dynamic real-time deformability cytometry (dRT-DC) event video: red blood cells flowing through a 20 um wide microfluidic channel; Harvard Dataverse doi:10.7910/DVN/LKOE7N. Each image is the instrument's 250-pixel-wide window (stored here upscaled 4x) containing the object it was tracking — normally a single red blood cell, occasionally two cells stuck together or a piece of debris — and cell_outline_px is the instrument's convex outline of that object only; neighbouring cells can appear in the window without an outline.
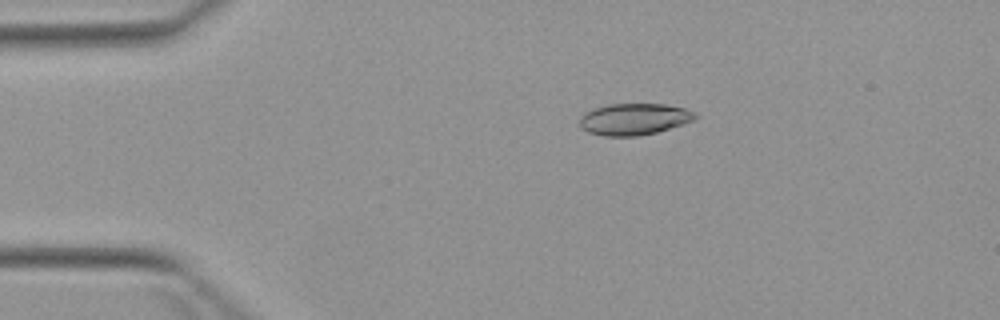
{"species": "Egyptian fruit bat (a non-hibernating species)", "species_latin": "Rousettus aegyptiacus", "temperature_condition": "warm", "stored_images_in_passage": 4, "camera_frame_rate_fps": 3000, "um_per_image_px": 0.085, "animal": {"sex": "female"}, "frame": {"image": 1, "passage_image": 2, "time_ms": 1.333, "image_size_px": [1000, 320], "cell_outline_px": [[696, 116], [692, 120], [656, 132], [636, 136], [604, 136], [588, 132], [580, 128], [580, 116], [584, 112], [592, 108], [608, 104], [664, 104], [684, 108], [692, 112]], "centroid_in_image_um": [53.79, 10.12], "position_along_channel_um": 31.2, "area_um2": 21.04}}
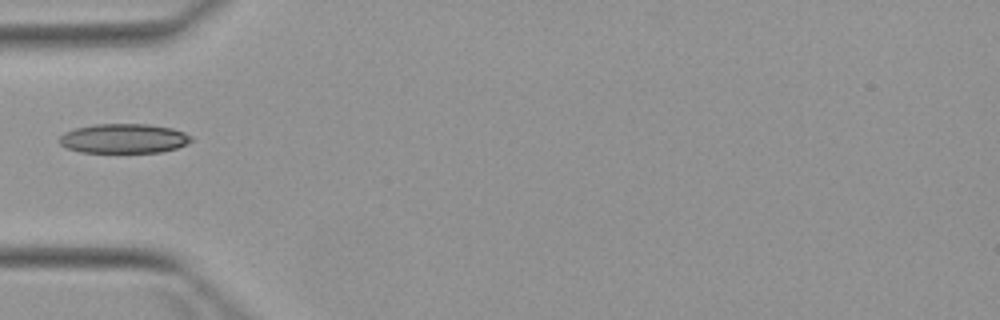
{"frame": {"image": 2, "passage_image": 4, "time_ms": 3.667, "image_size_px": [1000, 320], "cell_outline_px": [[192, 140], [176, 148], [160, 152], [80, 152], [68, 148], [60, 144], [56, 140], [64, 132], [76, 128], [96, 124], [148, 124], [172, 128], [184, 132], [192, 136]], "centroid_in_image_um": [10.49, 11.77], "position_along_channel_um": 74.5, "area_um2": 22.6}}